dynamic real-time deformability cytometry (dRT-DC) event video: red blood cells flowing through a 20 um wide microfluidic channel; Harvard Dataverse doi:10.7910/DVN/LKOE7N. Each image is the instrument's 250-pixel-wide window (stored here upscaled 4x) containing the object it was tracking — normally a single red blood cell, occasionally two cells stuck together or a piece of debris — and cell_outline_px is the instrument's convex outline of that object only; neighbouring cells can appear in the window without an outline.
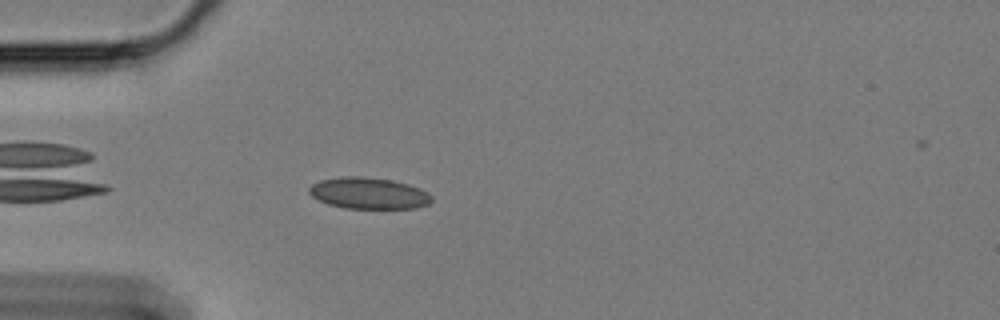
{"species": "Egyptian fruit bat (a non-hibernating species)", "species_latin": "Rousettus aegyptiacus", "temperature_condition": "cold", "stored_images_in_passage": 42, "camera_frame_rate_fps": 3000, "um_per_image_px": 0.085, "animal": {"sex": "female"}, "frame": {"image": 1, "passage_image": 2, "time_ms": 0.333, "image_size_px": [1000, 320], "cell_outline_px": [[432, 200], [428, 204], [416, 208], [344, 208], [328, 204], [312, 196], [308, 192], [308, 188], [312, 184], [320, 180], [344, 176], [364, 176], [392, 180], [408, 184], [420, 188], [428, 192], [432, 196]], "centroid_in_image_um": [31.34, 16.42], "position_along_channel_um": 53.7, "area_um2": 22.48}}
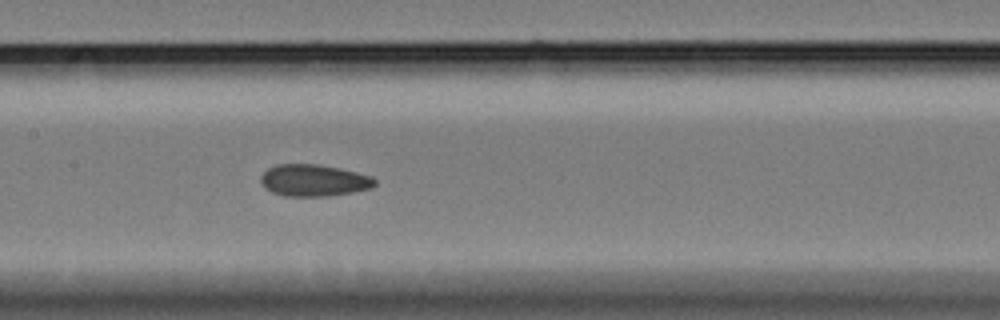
{"frame": {"image": 2, "passage_image": 14, "time_ms": 4.333, "image_size_px": [1000, 320], "cell_outline_px": [[376, 184], [372, 188], [352, 192], [328, 196], [284, 196], [272, 192], [264, 188], [260, 180], [260, 176], [268, 168], [276, 164], [320, 164], [340, 168], [372, 176], [376, 180]], "centroid_in_image_um": [26.66, 15.33], "position_along_channel_um": 180.7, "area_um2": 21.33}}
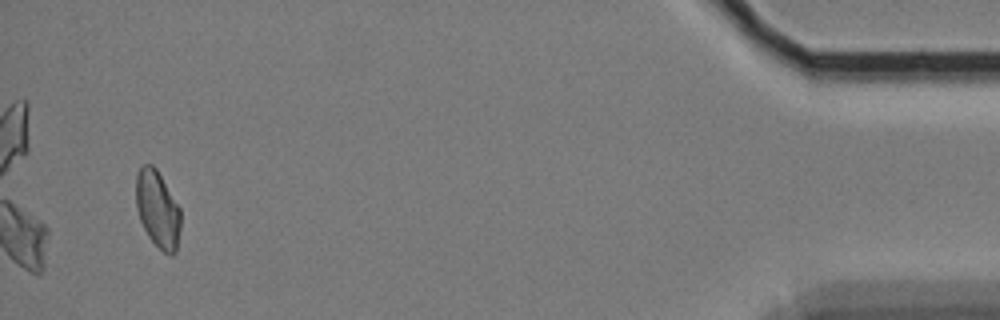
{"frame": {"image": 3, "passage_image": 42, "time_ms": 13.667, "image_size_px": [1000, 320], "cell_outline_px": [[180, 228], [176, 252], [172, 256], [168, 256], [148, 236], [140, 220], [136, 208], [136, 176], [140, 168], [144, 164], [152, 164], [156, 168], [180, 208]], "centroid_in_image_um": [13.4, 17.79], "position_along_channel_um": 421.8, "area_um2": 19.94}, "authors_computed_cell_mechanics": {"area_um2": 20.8947, "velocity_mm_per_s": 3.3726, "shape_relaxation_time_tau1_ms": null, "shape_relaxation_time_tau2_ms": 3.2639, "deformation_change_tau1": null, "deformation_change_tau2": 0.0818}}